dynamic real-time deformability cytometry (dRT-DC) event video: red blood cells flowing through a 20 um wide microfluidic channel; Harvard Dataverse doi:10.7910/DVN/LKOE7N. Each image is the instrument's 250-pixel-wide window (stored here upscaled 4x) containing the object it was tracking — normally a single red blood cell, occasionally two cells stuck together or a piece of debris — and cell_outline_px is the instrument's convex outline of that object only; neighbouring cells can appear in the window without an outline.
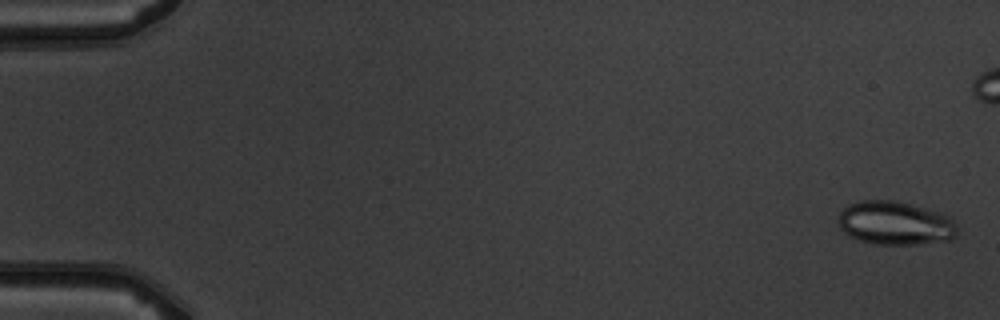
{"species": "common noctule bat (a hibernating species)", "species_latin": "Nyctalus noctula", "temperature_condition": "warm", "stored_images_in_passage": 6, "camera_frame_rate_fps": 3000, "um_per_image_px": 0.085, "animal": {"sex": "male", "body_mass_g": 19.5, "forearm_length_mm": 54.6}, "frame": {"image": 1, "passage_image": 1, "time_ms": 0.0, "image_size_px": [1000, 320], "cell_outline_px": [[956, 236], [952, 240], [916, 244], [872, 244], [860, 240], [844, 232], [840, 228], [836, 220], [836, 216], [840, 208], [848, 204], [860, 200], [896, 200], [924, 208], [948, 216], [956, 224]], "centroid_in_image_um": [76.02, 18.96], "position_along_channel_um": 9.0, "area_um2": 30.46}}